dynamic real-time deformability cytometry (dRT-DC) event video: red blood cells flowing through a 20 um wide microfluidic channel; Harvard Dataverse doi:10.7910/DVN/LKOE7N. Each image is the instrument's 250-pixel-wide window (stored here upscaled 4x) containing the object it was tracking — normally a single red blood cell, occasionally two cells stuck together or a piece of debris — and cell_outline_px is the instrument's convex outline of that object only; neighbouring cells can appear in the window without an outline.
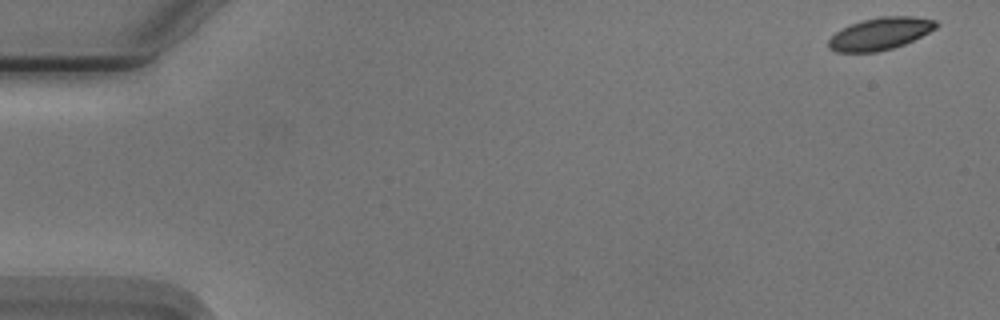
{"species": "Egyptian fruit bat (a non-hibernating species)", "species_latin": "Rousettus aegyptiacus", "temperature_condition": "cold", "stored_images_in_passage": 18, "camera_frame_rate_fps": 3000, "um_per_image_px": 0.085, "animal": {"sex": "male"}, "frame": {"image": 1, "passage_image": 1, "time_ms": 0.0, "image_size_px": [1000, 320], "cell_outline_px": [[940, 24], [936, 28], [904, 44], [892, 48], [876, 52], [836, 52], [828, 48], [828, 40], [836, 32], [852, 24], [864, 20], [880, 16], [912, 16], [936, 20]], "centroid_in_image_um": [74.82, 2.86], "position_along_channel_um": 10.2, "area_um2": 20.0}}
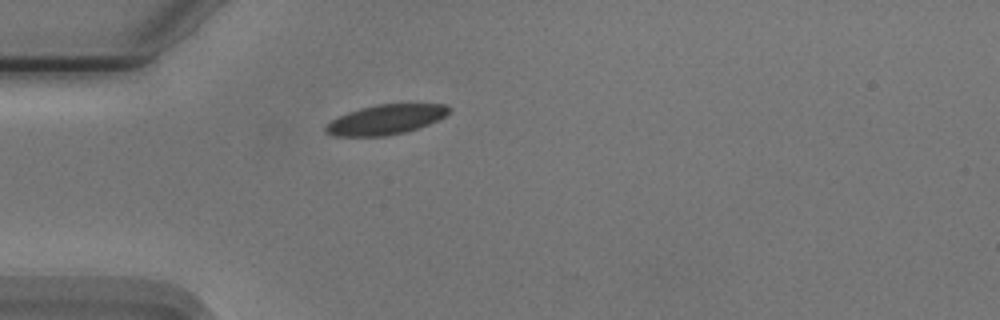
{"frame": {"image": 2, "passage_image": 15, "time_ms": 4.667, "image_size_px": [1000, 320], "cell_outline_px": [[452, 108], [444, 116], [428, 124], [404, 132], [384, 136], [336, 136], [324, 132], [324, 128], [332, 120], [348, 112], [360, 108], [376, 104], [444, 104]], "centroid_in_image_um": [32.76, 10.16], "position_along_channel_um": 52.2, "area_um2": 21.1}}